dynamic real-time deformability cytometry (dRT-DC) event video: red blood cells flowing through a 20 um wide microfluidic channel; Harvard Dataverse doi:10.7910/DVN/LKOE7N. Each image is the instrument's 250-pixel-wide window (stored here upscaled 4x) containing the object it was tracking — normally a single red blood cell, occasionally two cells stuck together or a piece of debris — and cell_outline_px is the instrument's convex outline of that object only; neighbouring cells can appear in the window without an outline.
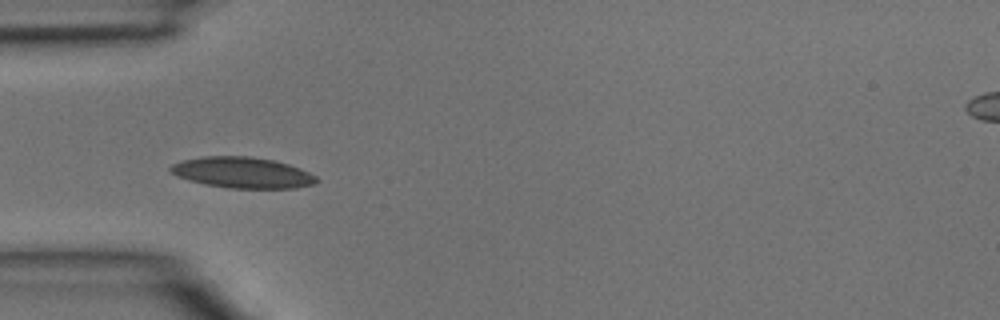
{"species": "common noctule bat (a hibernating species)", "species_latin": "Nyctalus noctula", "temperature_condition": "room temperature", "stored_images_in_passage": 4, "camera_frame_rate_fps": 3000, "um_per_image_px": 0.085, "animal": {"sex": "male", "body_mass_g": 15.6}, "frame": {"image": 1, "passage_image": 4, "time_ms": 1.0, "image_size_px": [1000, 320], "cell_outline_px": [[320, 180], [316, 184], [296, 188], [228, 188], [204, 184], [188, 180], [176, 176], [168, 172], [168, 168], [172, 164], [184, 160], [204, 156], [248, 156], [272, 160], [288, 164], [300, 168], [316, 176]], "centroid_in_image_um": [20.59, 14.68], "position_along_channel_um": 64.4, "area_um2": 26.47}}